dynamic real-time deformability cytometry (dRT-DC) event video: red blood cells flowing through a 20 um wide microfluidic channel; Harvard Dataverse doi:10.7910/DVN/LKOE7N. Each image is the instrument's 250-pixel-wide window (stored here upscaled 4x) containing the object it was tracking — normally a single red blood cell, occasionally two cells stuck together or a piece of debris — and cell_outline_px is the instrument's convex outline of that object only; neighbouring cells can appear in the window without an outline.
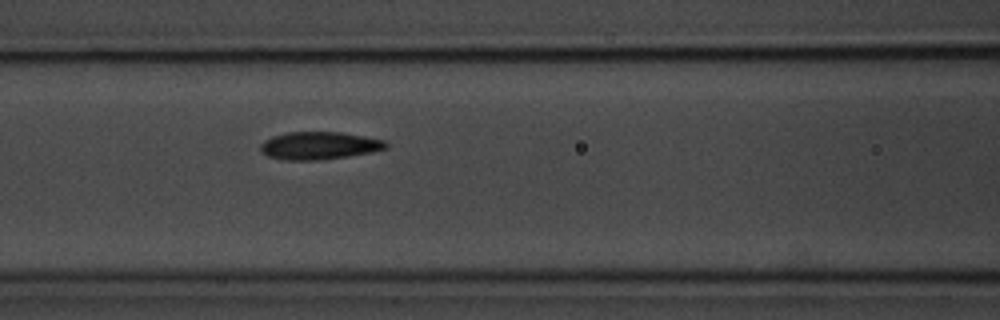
{"species": "common noctule bat (a hibernating species)", "species_latin": "Nyctalus noctula", "temperature_condition": "room temperature", "stored_images_in_passage": 17, "camera_frame_rate_fps": 3000, "um_per_image_px": 0.085, "animal": {"sex": "male", "body_mass_g": 20.1, "forearm_length_mm": 53.5}, "frame": {"image": 1, "passage_image": 6, "time_ms": 1.667, "image_size_px": [1000, 320], "cell_outline_px": [[388, 148], [372, 152], [348, 156], [320, 160], [288, 160], [268, 156], [260, 152], [260, 144], [264, 140], [272, 136], [288, 132], [340, 132], [364, 136], [384, 140], [388, 144]], "centroid_in_image_um": [27.12, 12.37], "position_along_channel_um": 139.5, "area_um2": 20.29}}
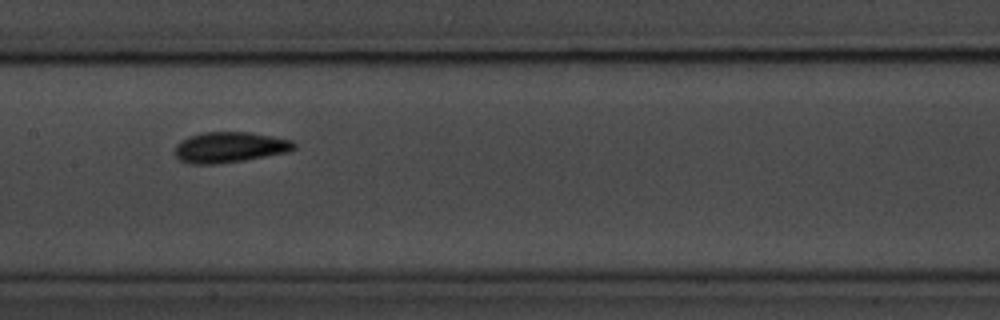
{"frame": {"image": 2, "passage_image": 10, "time_ms": 3.0, "image_size_px": [1000, 320], "cell_outline_px": [[296, 148], [288, 152], [244, 160], [212, 164], [192, 164], [180, 160], [176, 156], [176, 144], [180, 140], [188, 136], [204, 132], [248, 132], [272, 136], [292, 140], [296, 144]], "centroid_in_image_um": [19.53, 12.51], "position_along_channel_um": 187.9, "area_um2": 21.21}}